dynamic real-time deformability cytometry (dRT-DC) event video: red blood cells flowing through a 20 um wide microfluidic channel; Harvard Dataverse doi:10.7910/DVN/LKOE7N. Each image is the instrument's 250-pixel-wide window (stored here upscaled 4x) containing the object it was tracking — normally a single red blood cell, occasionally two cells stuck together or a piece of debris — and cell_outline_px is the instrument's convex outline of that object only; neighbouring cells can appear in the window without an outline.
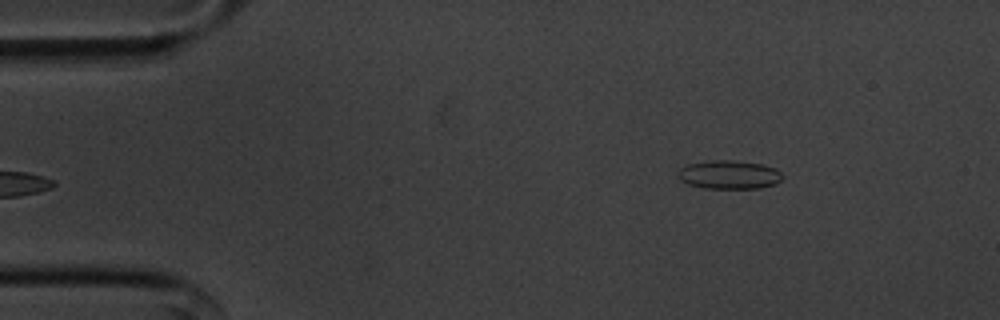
{"species": "common noctule bat (a hibernating species)", "species_latin": "Nyctalus noctula", "temperature_condition": "cold", "stored_images_in_passage": 51, "camera_frame_rate_fps": 3000, "um_per_image_px": 0.085, "animal": {"sex": "male", "body_mass_g": 20.1, "forearm_length_mm": 53.5}, "frame": {"image": 1, "passage_image": 4, "time_ms": 1.0, "image_size_px": [1000, 320], "cell_outline_px": [[784, 176], [776, 184], [760, 188], [704, 188], [688, 184], [680, 180], [676, 176], [676, 172], [680, 168], [688, 164], [712, 160], [728, 160], [760, 164], [776, 168]], "centroid_in_image_um": [61.95, 14.85], "position_along_channel_um": 23.1, "area_um2": 17.46}}
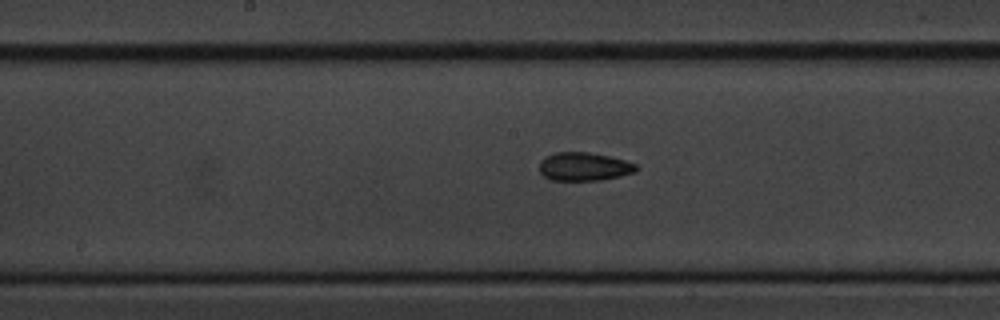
{"frame": {"image": 2, "passage_image": 24, "time_ms": 7.667, "image_size_px": [1000, 320], "cell_outline_px": [[640, 168], [636, 172], [620, 176], [600, 180], [552, 180], [544, 176], [540, 172], [540, 160], [544, 156], [556, 152], [588, 152], [608, 156], [624, 160], [636, 164]], "centroid_in_image_um": [49.65, 14.16], "position_along_channel_um": 198.6, "area_um2": 16.07}}
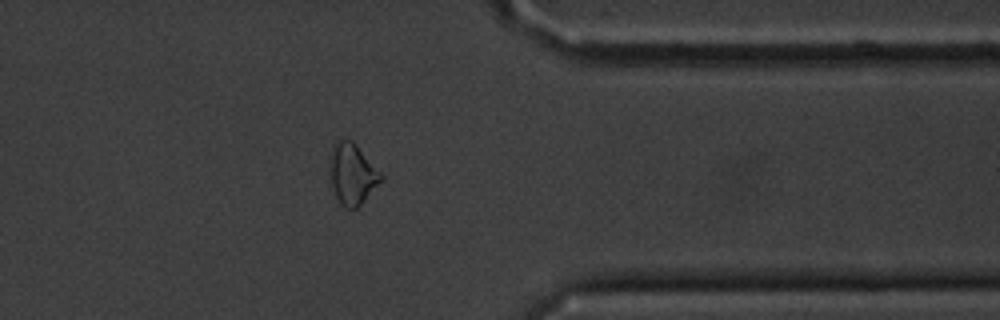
{"frame": {"image": 3, "passage_image": 40, "time_ms": 13.0, "image_size_px": [1000, 320], "cell_outline_px": [[384, 180], [356, 208], [344, 208], [340, 204], [336, 196], [332, 184], [332, 144], [340, 140], [352, 140], [356, 144], [384, 176]], "centroid_in_image_um": [30.0, 14.8], "position_along_channel_um": 381.4, "area_um2": 17.69}, "authors_computed_cell_mechanics": {"area_um2": 16.5308, "velocity_mm_per_s": 3.6254, "shape_relaxation_time_tau1_ms": 4.9783, "shape_relaxation_time_tau2_ms": 4.1567, "deformation_change_tau1": 0.1203, "deformation_change_tau2": 0.0945}}